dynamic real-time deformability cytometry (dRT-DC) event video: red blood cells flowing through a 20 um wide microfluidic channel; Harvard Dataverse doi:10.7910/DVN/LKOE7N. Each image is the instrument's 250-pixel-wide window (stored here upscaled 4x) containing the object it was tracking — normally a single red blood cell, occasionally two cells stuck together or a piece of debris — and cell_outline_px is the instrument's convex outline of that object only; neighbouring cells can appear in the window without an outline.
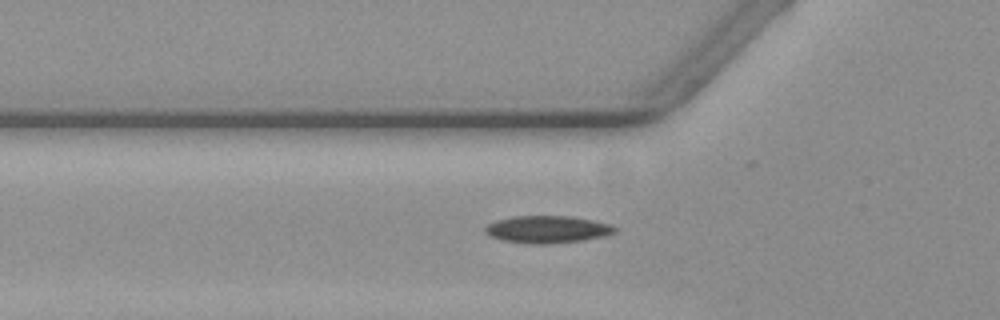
{"species": "common noctule bat (a hibernating species)", "species_latin": "Nyctalus noctula", "temperature_condition": "warm", "stored_images_in_passage": 49, "camera_frame_rate_fps": 3000, "um_per_image_px": 0.085, "animal": {"sex": "female", "body_mass_g": 19.3, "forearm_length_mm": 54.1}, "frame": {"image": 1, "passage_image": 13, "time_ms": 4.0, "image_size_px": [1000, 320], "cell_outline_px": [[616, 232], [604, 236], [584, 240], [552, 244], [528, 244], [504, 240], [492, 236], [484, 232], [484, 228], [488, 224], [496, 220], [512, 216], [572, 216], [592, 220], [608, 224], [616, 228]], "centroid_in_image_um": [46.51, 19.5], "position_along_channel_um": 79.3, "area_um2": 20.63}}
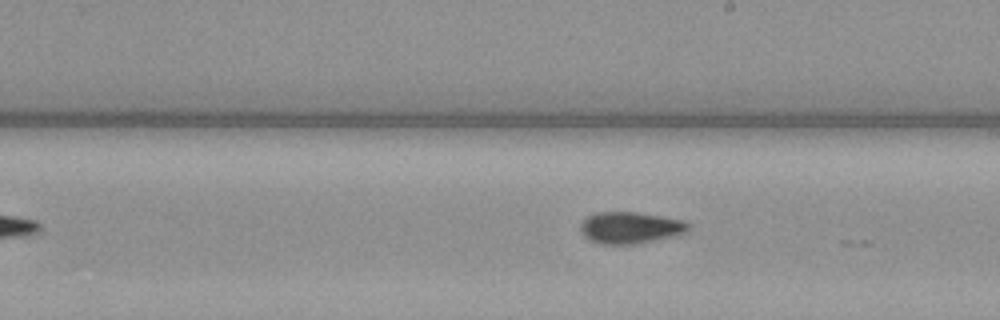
{"frame": {"image": 2, "passage_image": 26, "time_ms": 8.333, "image_size_px": [1000, 320], "cell_outline_px": [[688, 228], [684, 232], [672, 236], [636, 244], [600, 244], [588, 240], [584, 236], [580, 228], [580, 224], [588, 216], [596, 212], [636, 212], [684, 220], [688, 224]], "centroid_in_image_um": [53.52, 19.35], "position_along_channel_um": 235.5, "area_um2": 19.71}}
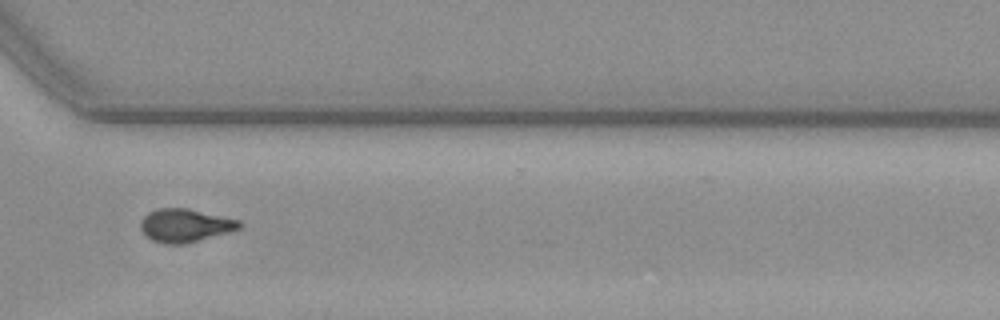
{"frame": {"image": 3, "passage_image": 36, "time_ms": 11.667, "image_size_px": [1000, 320], "cell_outline_px": [[244, 224], [240, 228], [228, 232], [184, 244], [164, 244], [152, 240], [144, 236], [140, 228], [140, 220], [148, 212], [156, 208], [188, 208], [240, 220]], "centroid_in_image_um": [15.7, 19.15], "position_along_channel_um": 354.9, "area_um2": 19.31}, "authors_computed_cell_mechanics": {"area_um2": 19.1896, "velocity_mm_per_s": 3.5808, "shape_relaxation_time_tau1_ms": 4.829, "shape_relaxation_time_tau2_ms": 4.6841, "deformation_change_tau1": 0.1478, "deformation_change_tau2": 0.0975}}